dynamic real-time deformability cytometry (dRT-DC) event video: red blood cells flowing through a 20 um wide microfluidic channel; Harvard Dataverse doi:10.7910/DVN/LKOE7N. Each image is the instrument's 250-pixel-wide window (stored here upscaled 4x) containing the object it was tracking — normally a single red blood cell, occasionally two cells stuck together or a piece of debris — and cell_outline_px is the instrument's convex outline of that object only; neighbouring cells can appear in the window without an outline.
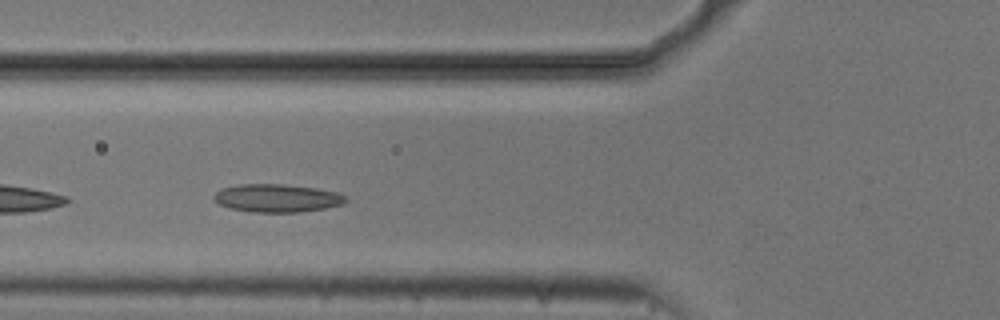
{"species": "common noctule bat (a hibernating species)", "species_latin": "Nyctalus noctula", "temperature_condition": "cold", "stored_images_in_passage": 11, "camera_frame_rate_fps": 3000, "um_per_image_px": 0.085, "animal": {"sex": "male", "body_mass_g": 20.5, "forearm_length_mm": 52.5}, "frame": {"image": 1, "passage_image": 5, "time_ms": 1.333, "image_size_px": [1000, 320], "cell_outline_px": [[348, 200], [344, 204], [324, 208], [300, 212], [252, 212], [228, 208], [212, 200], [212, 196], [220, 188], [240, 184], [284, 184], [316, 188], [336, 192], [344, 196]], "centroid_in_image_um": [23.5, 16.84], "position_along_channel_um": 102.3, "area_um2": 21.68}}
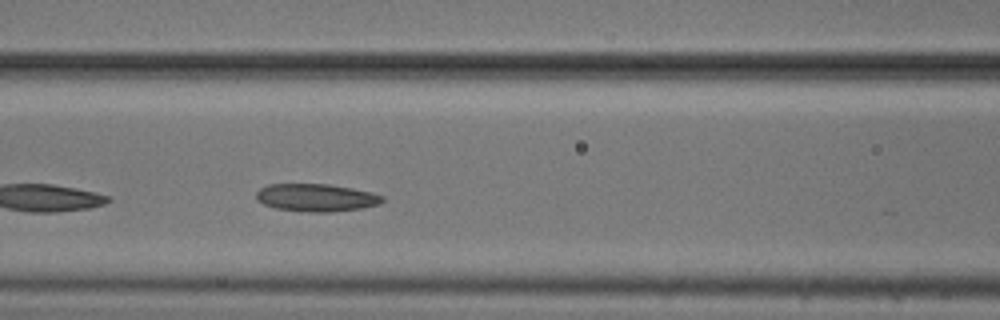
{"frame": {"image": 2, "passage_image": 8, "time_ms": 2.333, "image_size_px": [1000, 320], "cell_outline_px": [[384, 200], [380, 204], [360, 208], [332, 212], [308, 212], [276, 208], [264, 204], [256, 200], [256, 192], [260, 188], [268, 184], [328, 184], [352, 188], [372, 192], [384, 196]], "centroid_in_image_um": [26.88, 16.79], "position_along_channel_um": 139.7, "area_um2": 20.4}}